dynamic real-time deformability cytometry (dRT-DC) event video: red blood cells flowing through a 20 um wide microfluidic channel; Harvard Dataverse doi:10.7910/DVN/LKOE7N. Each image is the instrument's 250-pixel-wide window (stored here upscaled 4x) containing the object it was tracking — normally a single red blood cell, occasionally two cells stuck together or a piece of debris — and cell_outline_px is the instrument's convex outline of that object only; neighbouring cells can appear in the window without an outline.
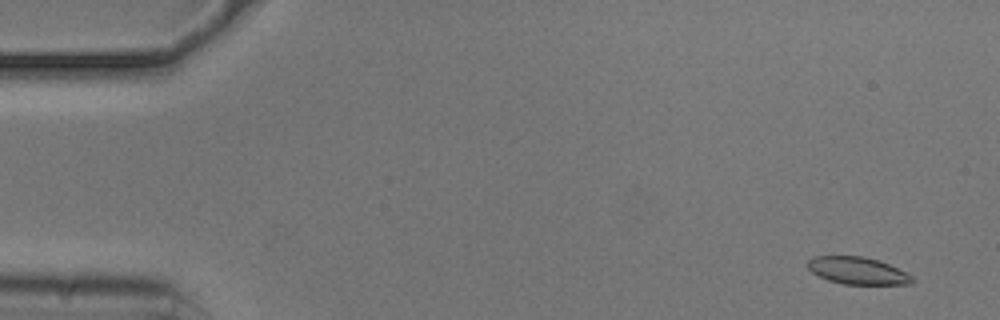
{"species": "common noctule bat (a hibernating species)", "species_latin": "Nyctalus noctula", "temperature_condition": "cold", "stored_images_in_passage": 13, "camera_frame_rate_fps": 3000, "um_per_image_px": 0.085, "animal": {"sex": "male", "body_mass_g": 20.5, "forearm_length_mm": 52.5}, "frame": {"image": 1, "passage_image": 3, "time_ms": 0.667, "image_size_px": [1000, 320], "cell_outline_px": [[916, 280], [912, 284], [844, 284], [828, 280], [812, 272], [808, 268], [808, 260], [812, 256], [864, 256], [880, 260], [912, 276]], "centroid_in_image_um": [72.9, 23.0], "position_along_channel_um": 12.1, "area_um2": 16.53}}